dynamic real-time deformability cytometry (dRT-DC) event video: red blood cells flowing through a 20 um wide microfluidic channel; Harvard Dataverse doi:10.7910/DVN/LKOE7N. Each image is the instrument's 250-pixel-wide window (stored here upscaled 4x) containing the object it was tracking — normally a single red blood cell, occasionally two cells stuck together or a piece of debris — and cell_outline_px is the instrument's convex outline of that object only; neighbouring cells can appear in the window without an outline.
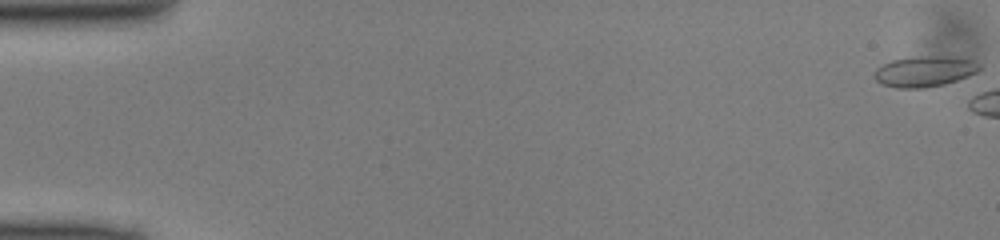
{"species": "common noctule bat (a hibernating species)", "species_latin": "Nyctalus noctula", "temperature_condition": "cold", "stored_images_in_passage": 5, "camera_frame_rate_fps": 3000, "um_per_image_px": 0.085, "animal": {"sex": "male", "body_mass_g": 13.0, "forearm_length_mm": 53.1}, "frame": {"image": 1, "passage_image": 1, "time_ms": 0.0, "image_size_px": [1000, 240], "cell_outline_px": [[980, 68], [976, 72], [968, 76], [944, 84], [920, 88], [896, 88], [880, 84], [872, 76], [876, 68], [892, 60], [912, 56], [936, 56], [972, 60], [980, 64]], "centroid_in_image_um": [78.52, 6.07], "position_along_channel_um": 6.5, "area_um2": 18.67}}